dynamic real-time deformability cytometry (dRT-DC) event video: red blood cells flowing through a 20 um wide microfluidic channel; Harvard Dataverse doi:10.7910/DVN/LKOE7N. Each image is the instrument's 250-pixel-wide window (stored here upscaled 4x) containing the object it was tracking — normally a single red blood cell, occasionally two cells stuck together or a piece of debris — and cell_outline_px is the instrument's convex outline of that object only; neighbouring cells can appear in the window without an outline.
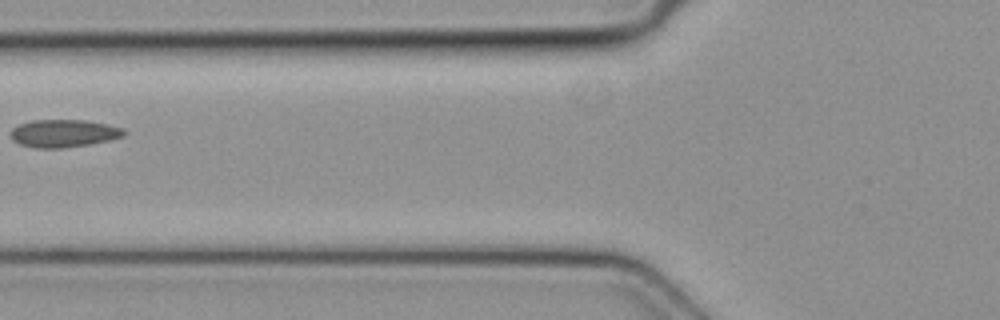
{"species": "common noctule bat (a hibernating species)", "species_latin": "Nyctalus noctula", "temperature_condition": "cold", "stored_images_in_passage": 2, "camera_frame_rate_fps": 3000, "um_per_image_px": 0.085, "animal": {"sex": "female", "body_mass_g": 19.3, "forearm_length_mm": 54.1}, "frame": {"image": 1, "passage_image": 2, "time_ms": 0.333, "image_size_px": [1000, 320], "cell_outline_px": [[124, 136], [108, 140], [88, 144], [60, 148], [36, 148], [20, 144], [12, 140], [12, 128], [20, 124], [32, 120], [88, 120], [124, 128]], "centroid_in_image_um": [5.41, 11.33], "position_along_channel_um": 120.4, "area_um2": 18.09}}